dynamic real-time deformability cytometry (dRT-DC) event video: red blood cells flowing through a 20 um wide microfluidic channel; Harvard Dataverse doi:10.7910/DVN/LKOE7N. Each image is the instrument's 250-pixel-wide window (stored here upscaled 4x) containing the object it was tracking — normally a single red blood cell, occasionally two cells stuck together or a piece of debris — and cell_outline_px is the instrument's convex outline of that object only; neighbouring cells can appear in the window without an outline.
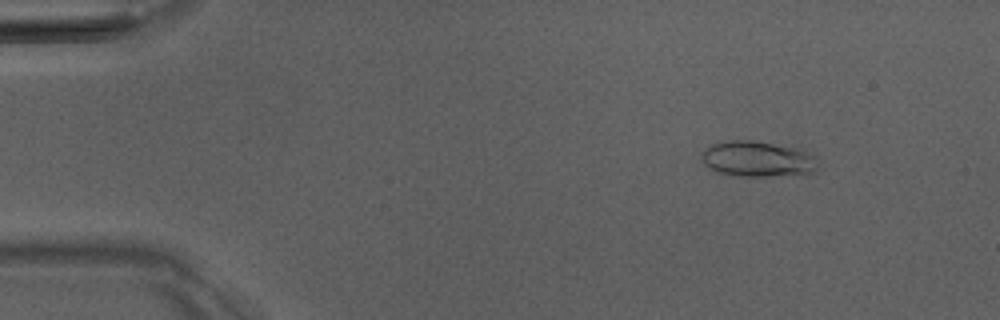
{"species": "Egyptian fruit bat (a non-hibernating species)", "species_latin": "Rousettus aegyptiacus", "temperature_condition": "room temperature", "stored_images_in_passage": 6, "camera_frame_rate_fps": 3000, "um_per_image_px": 0.085, "animal": {"sex": "male"}, "frame": {"image": 1, "passage_image": 2, "time_ms": 1.0, "image_size_px": [1000, 320], "cell_outline_px": [[816, 172], [768, 176], [740, 176], [716, 172], [708, 168], [700, 160], [700, 156], [704, 148], [708, 144], [728, 140], [752, 140], [796, 148], [816, 156]], "centroid_in_image_um": [64.3, 13.5], "position_along_channel_um": 20.7, "area_um2": 24.28}}
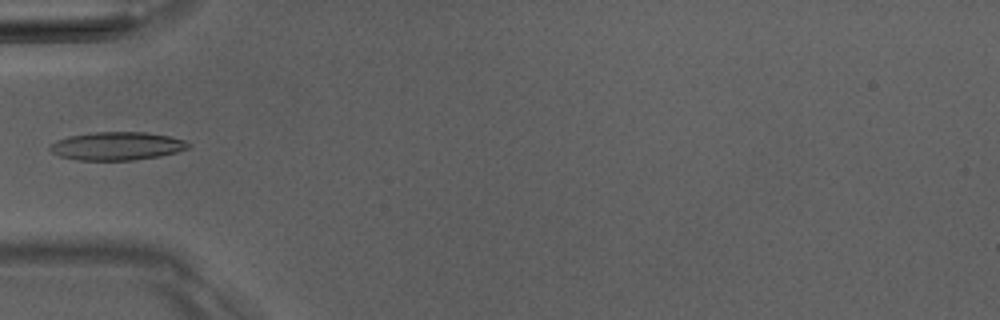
{"frame": {"image": 2, "passage_image": 5, "time_ms": 4.667, "image_size_px": [1000, 320], "cell_outline_px": [[192, 144], [188, 148], [176, 152], [160, 156], [132, 160], [76, 160], [60, 156], [52, 152], [48, 148], [56, 140], [68, 136], [96, 132], [148, 132], [168, 136], [184, 140]], "centroid_in_image_um": [9.94, 12.41], "position_along_channel_um": 75.1, "area_um2": 22.72}}